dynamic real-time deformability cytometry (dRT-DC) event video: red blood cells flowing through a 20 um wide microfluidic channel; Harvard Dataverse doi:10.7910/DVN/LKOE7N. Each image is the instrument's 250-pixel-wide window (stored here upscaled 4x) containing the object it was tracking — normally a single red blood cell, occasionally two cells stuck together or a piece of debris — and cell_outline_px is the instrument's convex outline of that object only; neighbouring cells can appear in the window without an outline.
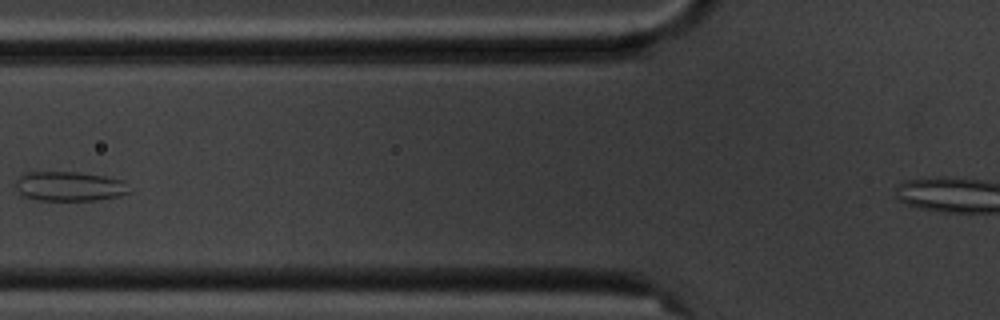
{"species": "common noctule bat (a hibernating species)", "species_latin": "Nyctalus noctula", "temperature_condition": "cold", "stored_images_in_passage": 5, "camera_frame_rate_fps": 3000, "um_per_image_px": 0.085, "animal": {"sex": "male", "body_mass_g": 20.1, "forearm_length_mm": 53.5}, "frame": {"image": 1, "passage_image": 5, "time_ms": 4.667, "image_size_px": [1000, 320], "cell_outline_px": [[128, 192], [116, 196], [96, 200], [36, 200], [24, 196], [16, 188], [16, 180], [20, 176], [28, 172], [76, 172], [104, 176], [124, 180]], "centroid_in_image_um": [5.86, 15.83], "position_along_channel_um": 119.9, "area_um2": 19.25}}